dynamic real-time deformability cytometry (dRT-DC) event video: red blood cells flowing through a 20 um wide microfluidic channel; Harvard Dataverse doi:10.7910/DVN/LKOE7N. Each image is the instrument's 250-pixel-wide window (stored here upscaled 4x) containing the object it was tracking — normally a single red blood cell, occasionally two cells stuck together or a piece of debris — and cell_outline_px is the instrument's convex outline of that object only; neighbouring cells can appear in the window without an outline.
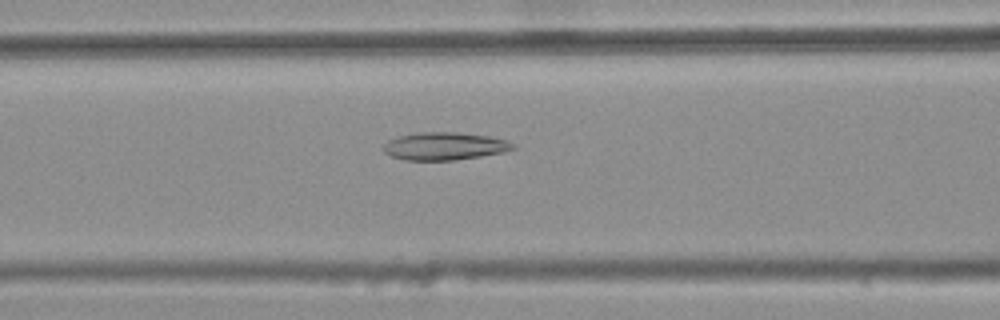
{"species": "common noctule bat (a hibernating species)", "species_latin": "Nyctalus noctula", "temperature_condition": "warm", "stored_images_in_passage": 48, "camera_frame_rate_fps": 3000, "um_per_image_px": 0.085, "animal": {"sex": "female", "body_mass_g": 25.1}, "frame": {"image": 1, "passage_image": 22, "time_ms": 7.0, "image_size_px": [1000, 320], "cell_outline_px": [[516, 148], [504, 152], [456, 160], [404, 160], [392, 156], [384, 152], [380, 148], [388, 140], [400, 136], [416, 132], [456, 132], [488, 136], [504, 140], [512, 144]], "centroid_in_image_um": [37.73, 12.42], "position_along_channel_um": 128.9, "area_um2": 20.87}}
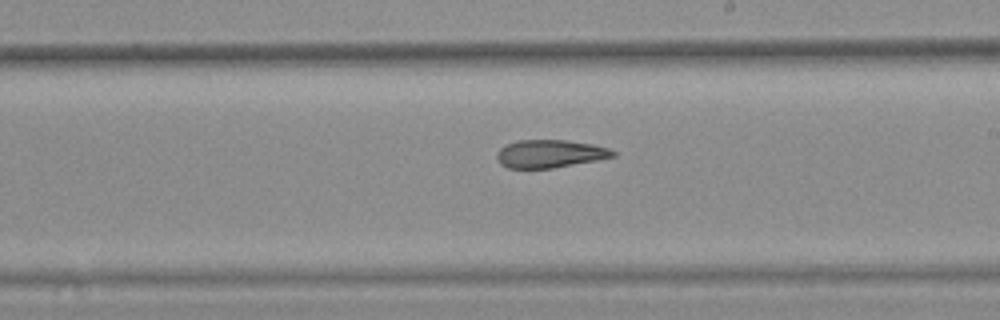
{"frame": {"image": 2, "passage_image": 31, "time_ms": 10.0, "image_size_px": [1000, 320], "cell_outline_px": [[616, 156], [596, 160], [552, 168], [508, 168], [500, 164], [496, 156], [496, 152], [500, 148], [516, 140], [564, 140], [592, 144], [608, 148], [616, 152]], "centroid_in_image_um": [46.72, 13.07], "position_along_channel_um": 242.3, "area_um2": 18.79}}
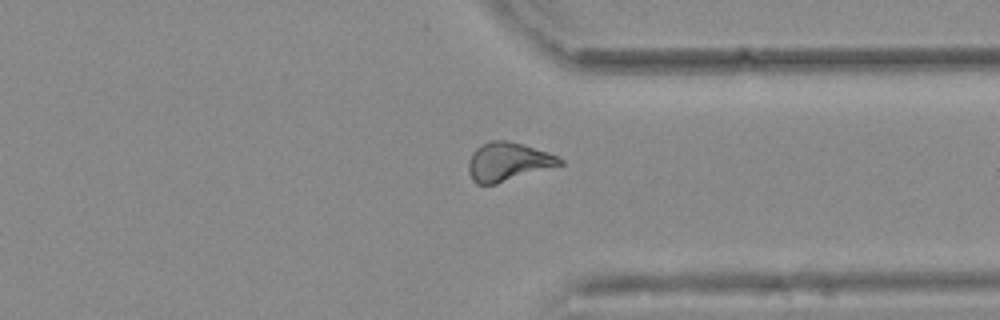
{"frame": {"image": 3, "passage_image": 41, "time_ms": 13.333, "image_size_px": [1000, 320], "cell_outline_px": [[564, 164], [496, 184], [476, 184], [472, 180], [468, 172], [468, 160], [472, 152], [476, 148], [488, 140], [504, 140], [524, 144], [548, 152], [564, 160]], "centroid_in_image_um": [43.16, 13.74], "position_along_channel_um": 368.2, "area_um2": 20.69}, "authors_computed_cell_mechanics": {"area_um2": 20.6057, "velocity_mm_per_s": 3.7909, "shape_relaxation_time_tau1_ms": null, "shape_relaxation_time_tau2_ms": 3.4514, "deformation_change_tau1": null, "deformation_change_tau2": 0.1156}}